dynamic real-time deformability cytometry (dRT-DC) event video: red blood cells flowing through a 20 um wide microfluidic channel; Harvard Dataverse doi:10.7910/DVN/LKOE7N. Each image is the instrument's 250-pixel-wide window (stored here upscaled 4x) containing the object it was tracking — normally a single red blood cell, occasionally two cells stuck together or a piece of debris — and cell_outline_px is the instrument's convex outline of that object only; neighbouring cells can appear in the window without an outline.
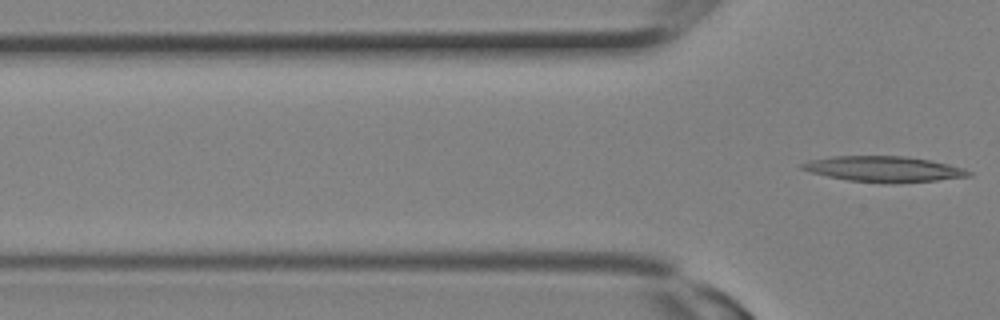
{"species": "Egyptian fruit bat (a non-hibernating species)", "species_latin": "Rousettus aegyptiacus", "temperature_condition": "room temperature", "stored_images_in_passage": 3, "camera_frame_rate_fps": 3000, "um_per_image_px": 0.085, "animal": {"sex": "female"}, "frame": {"image": 1, "passage_image": 3, "time_ms": 0.667, "image_size_px": [1000, 320], "cell_outline_px": [[972, 176], [936, 180], [896, 184], [884, 184], [848, 180], [828, 176], [812, 172], [800, 168], [800, 164], [808, 160], [832, 156], [908, 156], [932, 160], [964, 168], [972, 172]], "centroid_in_image_um": [75.15, 14.37], "position_along_channel_um": 50.6, "area_um2": 25.2}}